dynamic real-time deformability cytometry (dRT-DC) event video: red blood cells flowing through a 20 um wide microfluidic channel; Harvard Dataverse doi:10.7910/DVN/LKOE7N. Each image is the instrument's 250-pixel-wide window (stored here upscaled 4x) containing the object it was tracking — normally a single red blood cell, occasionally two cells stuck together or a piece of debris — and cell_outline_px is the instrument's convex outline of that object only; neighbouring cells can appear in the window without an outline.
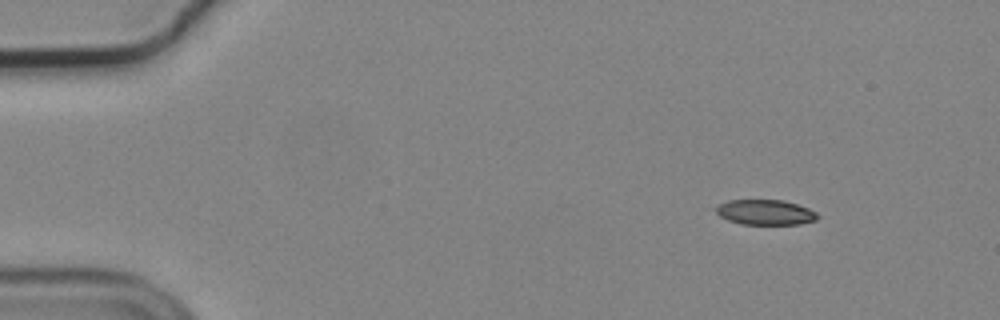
{"species": "common noctule bat (a hibernating species)", "species_latin": "Nyctalus noctula", "temperature_condition": "cold", "stored_images_in_passage": 50, "camera_frame_rate_fps": 3000, "um_per_image_px": 0.085, "animal": {"sex": "male", "body_mass_g": 19.2, "forearm_length_mm": 51.8}, "frame": {"image": 1, "passage_image": 1, "time_ms": 0.0, "image_size_px": [1000, 320], "cell_outline_px": [[820, 216], [816, 220], [800, 224], [740, 224], [728, 220], [720, 216], [716, 212], [716, 208], [720, 204], [728, 200], [784, 200], [808, 208], [816, 212]], "centroid_in_image_um": [65.07, 18.04], "position_along_channel_um": 19.9, "area_um2": 14.85}}
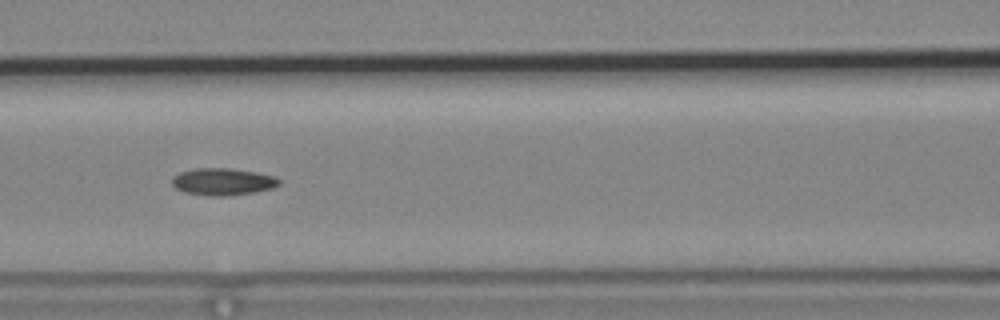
{"frame": {"image": 2, "passage_image": 19, "time_ms": 6.0, "image_size_px": [1000, 320], "cell_outline_px": [[280, 184], [272, 188], [256, 192], [228, 196], [208, 196], [184, 192], [176, 188], [172, 184], [172, 176], [180, 172], [196, 168], [232, 168], [256, 172], [276, 176], [280, 180]], "centroid_in_image_um": [18.95, 15.44], "position_along_channel_um": 147.7, "area_um2": 17.11}}
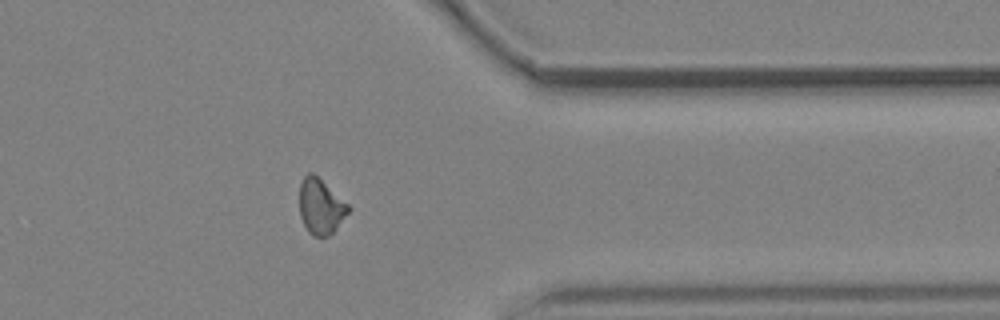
{"frame": {"image": 3, "passage_image": 39, "time_ms": 12.667, "image_size_px": [1000, 320], "cell_outline_px": [[352, 208], [332, 232], [328, 236], [312, 236], [308, 232], [300, 216], [300, 184], [304, 176], [308, 172], [312, 172], [348, 204]], "centroid_in_image_um": [27.25, 17.55], "position_along_channel_um": 384.2, "area_um2": 15.49}, "authors_computed_cell_mechanics": {"area_um2": 15.9817, "velocity_mm_per_s": 3.7217, "shape_relaxation_time_tau1_ms": null, "shape_relaxation_time_tau2_ms": 9.4782, "deformation_change_tau1": null, "deformation_change_tau2": 0.1466}}